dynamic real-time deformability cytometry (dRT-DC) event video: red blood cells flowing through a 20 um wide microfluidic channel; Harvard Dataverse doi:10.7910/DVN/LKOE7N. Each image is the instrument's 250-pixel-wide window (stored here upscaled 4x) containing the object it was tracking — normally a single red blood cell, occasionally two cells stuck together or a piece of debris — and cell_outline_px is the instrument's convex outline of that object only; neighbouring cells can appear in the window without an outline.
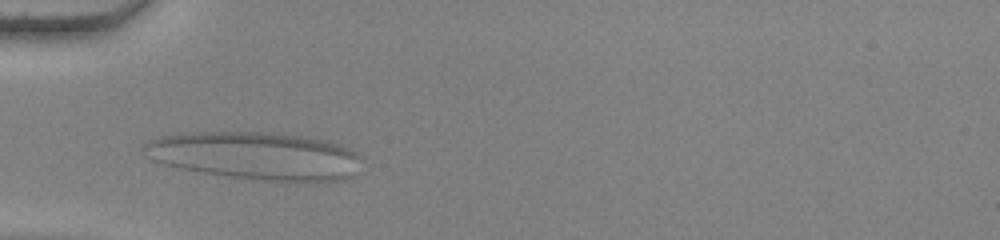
{"species": "human", "species_latin": "Homo sapiens", "temperature_condition": "warm", "stored_images_in_passage": 47, "camera_frame_rate_fps": 3000, "um_per_image_px": 0.085, "donor": {"sex": "female"}, "frame": {"image": 1, "passage_image": 10, "time_ms": 3.0, "image_size_px": [1000, 240], "cell_outline_px": [[360, 156], [356, 176], [344, 180], [288, 184], [200, 172], [176, 168], [152, 160], [144, 156], [140, 148], [148, 140], [160, 136], [196, 132], [268, 132], [308, 136], [328, 140], [340, 144], [356, 152]], "centroid_in_image_um": [21.76, 13.26], "position_along_channel_um": 63.2, "area_um2": 62.14}}
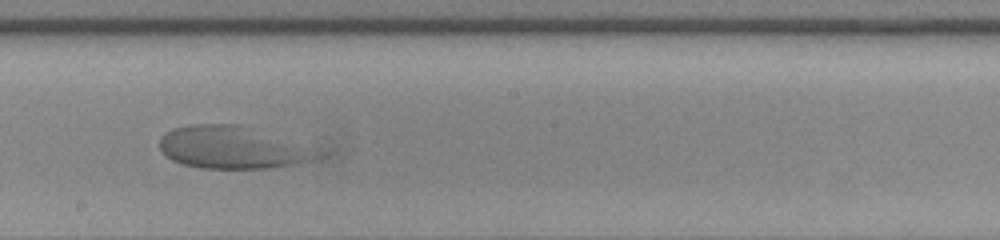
{"frame": {"image": 2, "passage_image": 24, "time_ms": 7.667, "image_size_px": [1000, 240], "cell_outline_px": [[332, 152], [328, 156], [316, 160], [296, 164], [268, 168], [200, 168], [180, 164], [172, 160], [160, 148], [160, 136], [164, 132], [172, 128], [188, 124], [240, 124]], "centroid_in_image_um": [19.9, 12.53], "position_along_channel_um": 228.3, "area_um2": 40.11}}
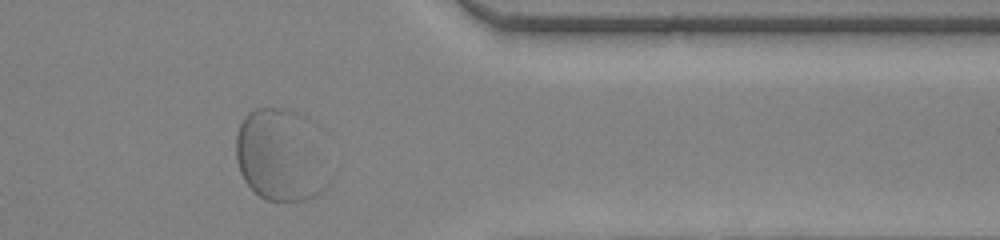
{"frame": {"image": 3, "passage_image": 38, "time_ms": 12.333, "image_size_px": [1000, 240], "cell_outline_px": [[328, 180], [324, 188], [320, 192], [304, 200], [268, 200], [260, 196], [244, 180], [240, 172], [236, 160], [236, 132], [244, 116], [248, 112], [256, 108], [280, 108], [304, 112], [316, 124]], "centroid_in_image_um": [23.86, 13.12], "position_along_channel_um": 387.5, "area_um2": 50.52}}